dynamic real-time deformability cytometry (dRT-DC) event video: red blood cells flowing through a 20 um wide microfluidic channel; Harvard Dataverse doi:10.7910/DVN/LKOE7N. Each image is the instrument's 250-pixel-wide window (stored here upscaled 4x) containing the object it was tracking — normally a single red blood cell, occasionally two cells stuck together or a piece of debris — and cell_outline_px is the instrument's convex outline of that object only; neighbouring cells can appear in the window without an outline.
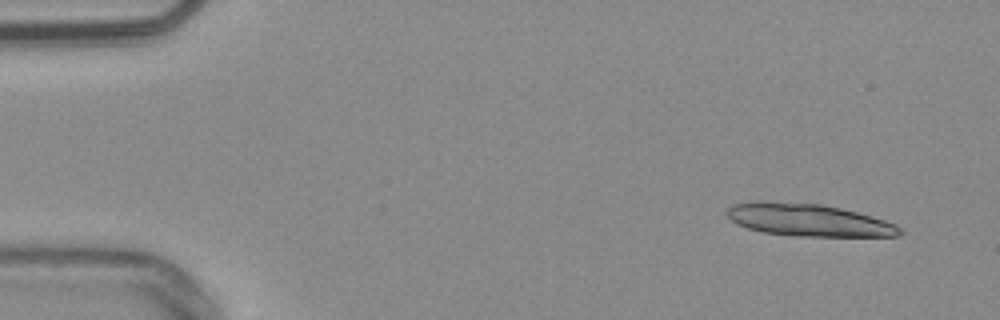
{"species": "common noctule bat (a hibernating species)", "species_latin": "Nyctalus noctula", "temperature_condition": "warm", "stored_images_in_passage": 12, "camera_frame_rate_fps": 3000, "um_per_image_px": 0.085, "animal": {"sex": "male", "body_mass_g": 20.4}, "frame": {"image": 1, "passage_image": 1, "time_ms": 0.0, "image_size_px": [1000, 320], "cell_outline_px": [[904, 232], [900, 236], [796, 236], [764, 232], [748, 228], [736, 224], [724, 212], [732, 204], [756, 200], [764, 200], [820, 204], [840, 208], [856, 212], [884, 220], [896, 224]], "centroid_in_image_um": [68.67, 18.69], "position_along_channel_um": 16.3, "area_um2": 32.77}}